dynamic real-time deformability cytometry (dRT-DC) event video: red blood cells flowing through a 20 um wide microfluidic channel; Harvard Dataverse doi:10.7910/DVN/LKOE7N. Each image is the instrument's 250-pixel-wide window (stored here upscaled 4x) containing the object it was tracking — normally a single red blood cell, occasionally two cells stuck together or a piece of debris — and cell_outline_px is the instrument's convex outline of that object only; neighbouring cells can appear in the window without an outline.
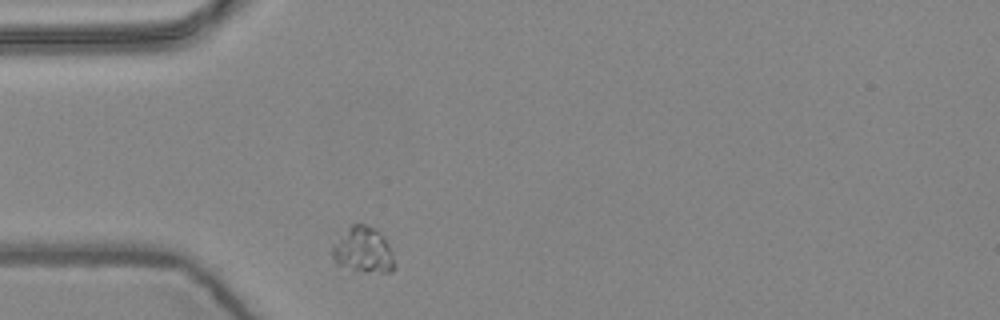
{"species": "common noctule bat (a hibernating species)", "species_latin": "Nyctalus noctula", "temperature_condition": "warm", "stored_images_in_passage": 1, "camera_frame_rate_fps": 3000, "um_per_image_px": 0.085, "animal": {"sex": "female", "body_mass_g": 24.6, "forearm_length_mm": 56.2}, "frame": {"image": 1, "passage_image": 1, "time_ms": 0.0, "image_size_px": [1000, 320], "cell_outline_px": [[396, 268], [392, 272], [348, 276], [336, 264], [332, 256], [332, 244], [352, 224], [364, 224], [376, 228], [384, 236], [388, 244], [396, 264]], "centroid_in_image_um": [30.85, 21.39], "position_along_channel_um": 54.2, "area_um2": 17.98}}